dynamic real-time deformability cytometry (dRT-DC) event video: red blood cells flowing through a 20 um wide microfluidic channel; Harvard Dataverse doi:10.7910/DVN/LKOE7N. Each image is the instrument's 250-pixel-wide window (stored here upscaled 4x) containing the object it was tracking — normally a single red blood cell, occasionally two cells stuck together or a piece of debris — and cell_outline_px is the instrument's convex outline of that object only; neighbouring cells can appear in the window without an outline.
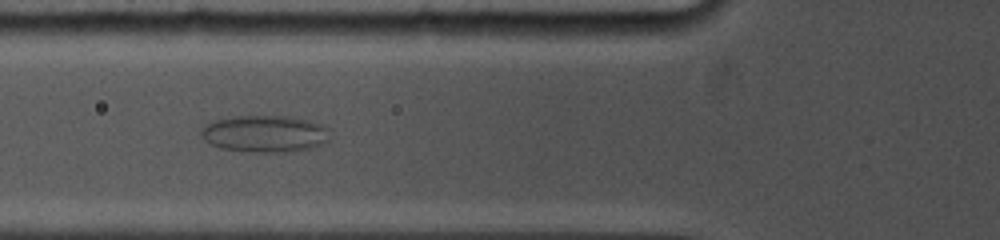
{"species": "common noctule bat (a hibernating species)", "species_latin": "Nyctalus noctula", "temperature_condition": "cold", "stored_images_in_passage": 34, "camera_frame_rate_fps": 5000, "um_per_image_px": 0.085, "animal": {"sex": "female", "body_mass_g": 19.0, "forearm_length_mm": 53.3}, "frame": {"image": 1, "passage_image": 9, "time_ms": 5.8, "image_size_px": [1000, 240], "cell_outline_px": [[328, 140], [324, 144], [312, 148], [292, 152], [252, 152], [220, 148], [204, 140], [200, 136], [200, 132], [204, 124], [212, 120], [232, 116], [288, 116], [308, 120], [324, 124], [328, 128]], "centroid_in_image_um": [22.5, 11.37], "position_along_channel_um": 103.3, "area_um2": 28.15}}
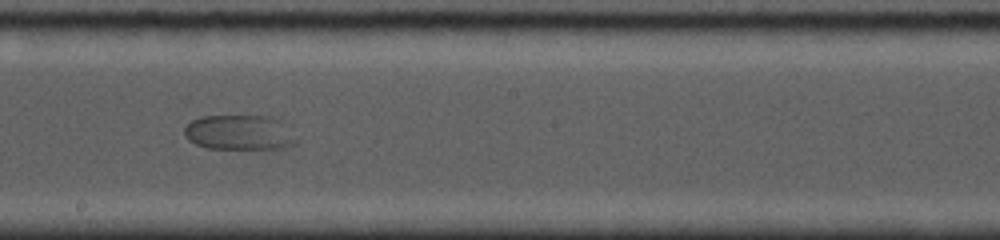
{"frame": {"image": 2, "passage_image": 16, "time_ms": 9.2, "image_size_px": [1000, 240], "cell_outline_px": [[296, 140], [288, 148], [208, 148], [196, 144], [188, 140], [184, 136], [184, 128], [192, 120], [200, 116], [272, 116], [280, 120]], "centroid_in_image_um": [20.29, 11.25], "position_along_channel_um": 227.9, "area_um2": 22.54}}
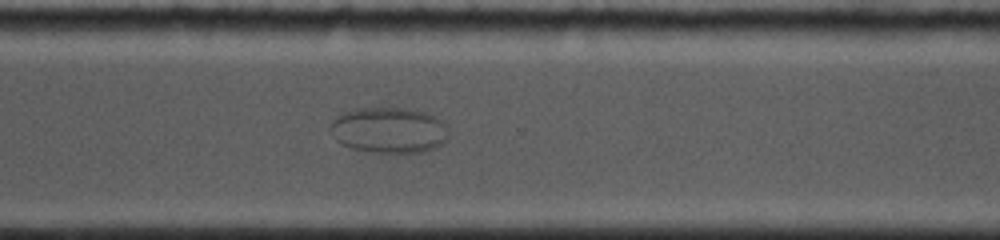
{"frame": {"image": 3, "passage_image": 24, "time_ms": 12.2, "image_size_px": [1000, 240], "cell_outline_px": [[448, 136], [444, 144], [436, 148], [424, 152], [364, 152], [340, 144], [336, 140], [328, 128], [332, 120], [336, 116], [344, 112], [360, 108], [404, 108], [428, 112], [444, 120], [448, 128]], "centroid_in_image_um": [33.08, 11.06], "position_along_channel_um": 337.5, "area_um2": 32.19}}